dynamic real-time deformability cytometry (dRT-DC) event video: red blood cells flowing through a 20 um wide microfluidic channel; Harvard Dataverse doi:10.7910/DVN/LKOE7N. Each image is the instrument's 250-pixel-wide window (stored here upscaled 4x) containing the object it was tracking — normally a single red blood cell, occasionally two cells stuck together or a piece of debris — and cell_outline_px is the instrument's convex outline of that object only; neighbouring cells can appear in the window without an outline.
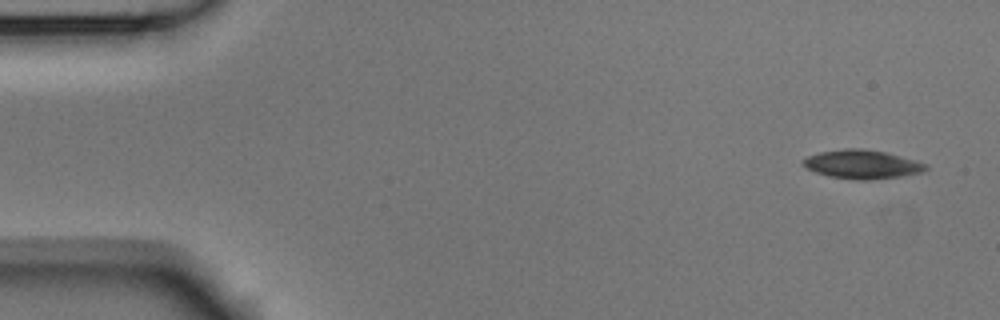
{"species": "Egyptian fruit bat (a non-hibernating species)", "species_latin": "Rousettus aegyptiacus", "temperature_condition": "room temperature", "stored_images_in_passage": 5, "camera_frame_rate_fps": 3000, "um_per_image_px": 0.085, "animal": {"sex": "male"}, "frame": {"image": 1, "passage_image": 1, "time_ms": 0.0, "image_size_px": [1000, 320], "cell_outline_px": [[928, 168], [920, 172], [900, 176], [868, 180], [864, 180], [828, 176], [816, 172], [800, 164], [800, 160], [808, 156], [820, 152], [844, 148], [860, 148], [888, 152], [928, 164]], "centroid_in_image_um": [73.25, 13.95], "position_along_channel_um": 11.7, "area_um2": 20.52}}
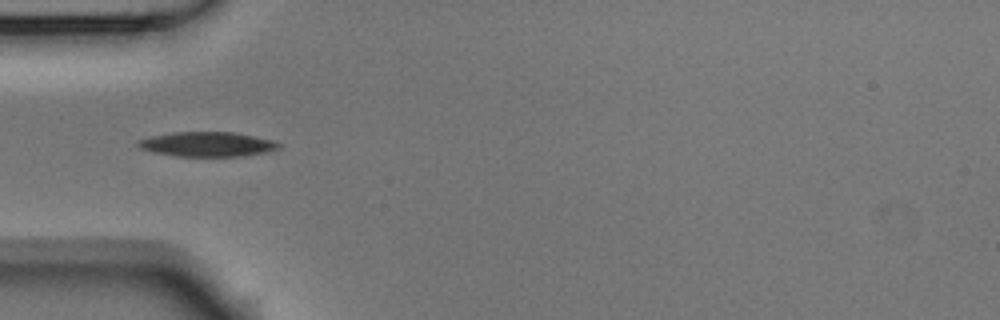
{"frame": {"image": 2, "passage_image": 5, "time_ms": 1.333, "image_size_px": [1000, 320], "cell_outline_px": [[280, 148], [264, 152], [240, 156], [176, 156], [152, 152], [140, 148], [136, 144], [136, 140], [152, 136], [176, 132], [232, 132], [272, 140], [280, 144]], "centroid_in_image_um": [17.56, 12.26], "position_along_channel_um": 67.4, "area_um2": 20.0}}